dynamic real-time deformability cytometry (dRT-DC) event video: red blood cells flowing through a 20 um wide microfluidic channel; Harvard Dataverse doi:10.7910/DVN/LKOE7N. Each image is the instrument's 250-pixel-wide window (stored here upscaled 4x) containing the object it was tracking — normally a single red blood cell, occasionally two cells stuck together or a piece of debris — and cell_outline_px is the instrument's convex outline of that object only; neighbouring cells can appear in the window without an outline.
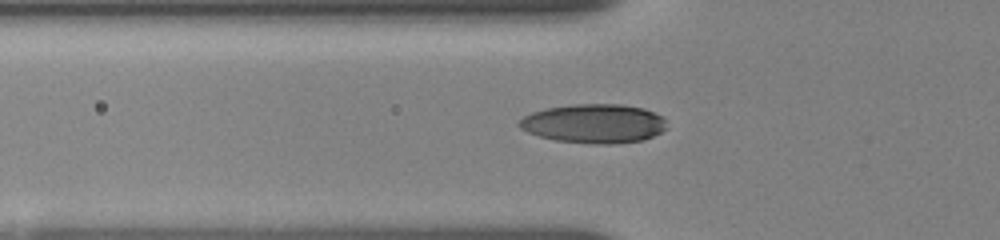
{"species": "human", "species_latin": "Homo sapiens", "temperature_condition": "room temperature", "stored_images_in_passage": 35, "camera_frame_rate_fps": 3000, "um_per_image_px": 0.085, "donor": {"sex": "female"}, "frame": {"image": 1, "passage_image": 3, "time_ms": 1.333, "image_size_px": [1000, 240], "cell_outline_px": [[668, 128], [644, 140], [612, 144], [592, 144], [556, 140], [540, 136], [528, 132], [520, 128], [516, 124], [524, 116], [532, 112], [544, 108], [572, 104], [620, 104], [644, 108], [664, 116]], "centroid_in_image_um": [50.51, 10.49], "position_along_channel_um": 75.3, "area_um2": 33.87}}
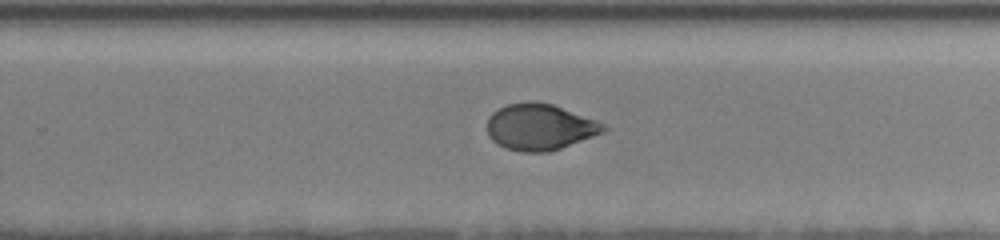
{"frame": {"image": 2, "passage_image": 20, "time_ms": 7.0, "image_size_px": [1000, 240], "cell_outline_px": [[608, 128], [604, 132], [560, 148], [548, 152], [520, 152], [504, 148], [496, 144], [488, 136], [488, 116], [492, 112], [508, 104], [528, 100], [532, 100], [552, 104], [596, 120], [604, 124]], "centroid_in_image_um": [45.85, 10.79], "position_along_channel_um": 283.9, "area_um2": 31.44}}
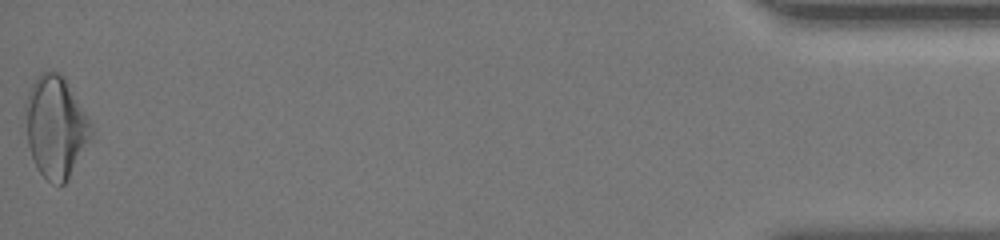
{"frame": {"image": 3, "passage_image": 35, "time_ms": 13.333, "image_size_px": [1000, 240], "cell_outline_px": [[92, 136], [64, 184], [60, 184], [48, 180], [36, 168], [28, 144], [24, 108], [28, 92], [36, 76], [40, 72], [60, 72], [64, 76], [92, 124]], "centroid_in_image_um": [4.72, 10.74], "position_along_channel_um": 430.5, "area_um2": 38.55}, "authors_computed_cell_mechanics": {"area_um2": 31.5588, "velocity_mm_per_s": 3.6685, "shape_relaxation_time_tau1_ms": 8.2595, "shape_relaxation_time_tau2_ms": 1.2165, "deformation_change_tau1": 0.2116, "deformation_change_tau2": 0.0467}}